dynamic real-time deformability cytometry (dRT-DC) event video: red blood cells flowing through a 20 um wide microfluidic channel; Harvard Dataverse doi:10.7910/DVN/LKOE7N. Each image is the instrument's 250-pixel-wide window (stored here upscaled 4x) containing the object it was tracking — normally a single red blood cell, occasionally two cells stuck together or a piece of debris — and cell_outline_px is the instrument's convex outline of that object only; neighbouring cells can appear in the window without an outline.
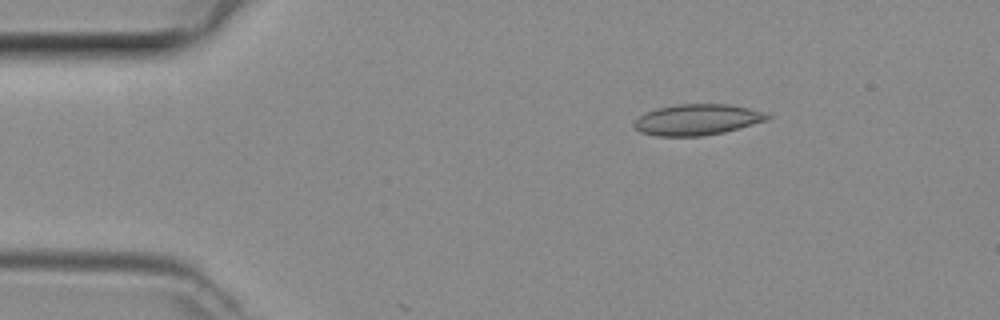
{"species": "common noctule bat (a hibernating species)", "species_latin": "Nyctalus noctula", "temperature_condition": "room temperature", "stored_images_in_passage": 9, "camera_frame_rate_fps": 3000, "um_per_image_px": 0.085, "animal": {"sex": "female", "body_mass_g": 29.2, "forearm_length_mm": 56.3}, "frame": {"image": 1, "passage_image": 7, "time_ms": 2.0, "image_size_px": [1000, 320], "cell_outline_px": [[772, 116], [768, 120], [740, 128], [724, 132], [704, 136], [656, 136], [640, 132], [632, 124], [644, 112], [656, 108], [680, 104], [728, 104], [768, 112]], "centroid_in_image_um": [59.29, 10.17], "position_along_channel_um": 25.7, "area_um2": 24.22}}